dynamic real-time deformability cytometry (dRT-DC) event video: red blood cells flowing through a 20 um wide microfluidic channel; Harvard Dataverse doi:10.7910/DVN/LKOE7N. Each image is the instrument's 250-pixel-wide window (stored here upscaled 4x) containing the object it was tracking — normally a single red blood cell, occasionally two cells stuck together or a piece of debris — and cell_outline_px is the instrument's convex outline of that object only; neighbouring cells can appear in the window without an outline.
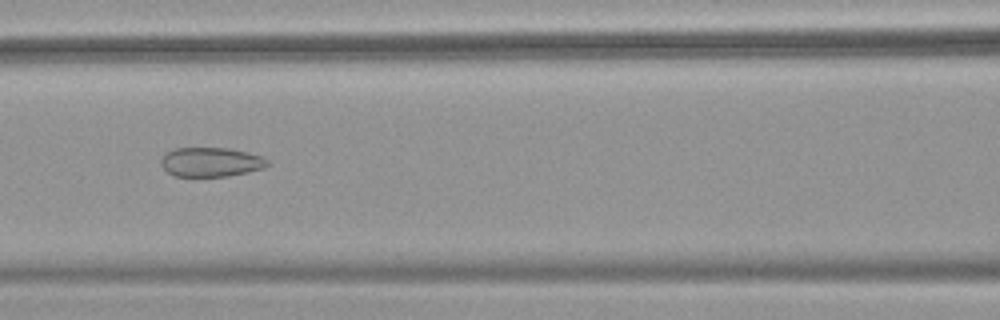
{"species": "common noctule bat (a hibernating species)", "species_latin": "Nyctalus noctula", "temperature_condition": "warm", "stored_images_in_passage": 47, "camera_frame_rate_fps": 3000, "um_per_image_px": 0.085, "animal": {"sex": "female", "body_mass_g": 18.4}, "frame": {"image": 1, "passage_image": 22, "time_ms": 7.0, "image_size_px": [1000, 320], "cell_outline_px": [[272, 164], [264, 168], [248, 172], [228, 176], [176, 176], [168, 172], [160, 164], [160, 160], [168, 152], [176, 148], [228, 148], [248, 152], [264, 156]], "centroid_in_image_um": [17.99, 13.77], "position_along_channel_um": 148.6, "area_um2": 18.26}}
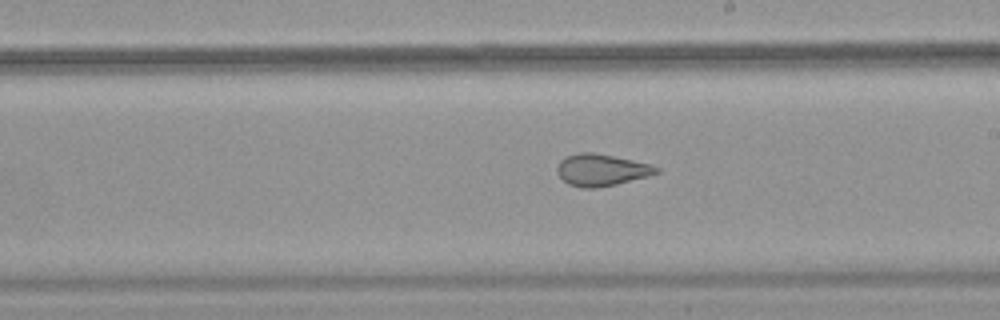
{"frame": {"image": 2, "passage_image": 29, "time_ms": 9.333, "image_size_px": [1000, 320], "cell_outline_px": [[660, 172], [648, 176], [616, 184], [596, 188], [580, 188], [568, 184], [556, 172], [556, 168], [560, 160], [564, 156], [580, 152], [592, 152], [632, 160], [648, 164], [660, 168]], "centroid_in_image_um": [51.08, 14.45], "position_along_channel_um": 237.9, "area_um2": 18.38}}
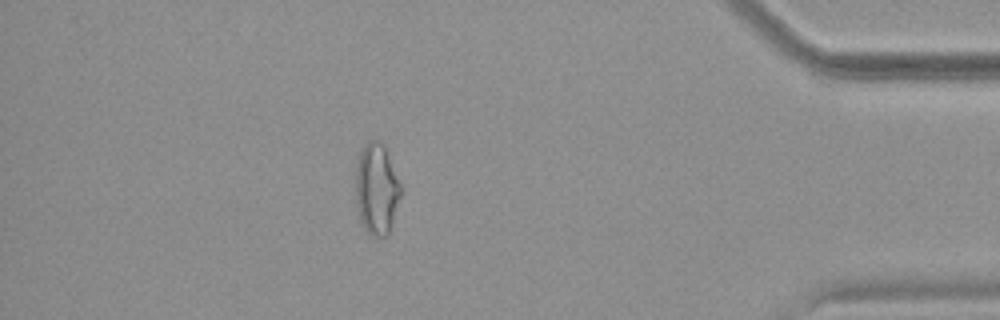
{"frame": {"image": 3, "passage_image": 45, "time_ms": 14.667, "image_size_px": [1000, 320], "cell_outline_px": [[400, 196], [388, 232], [384, 236], [372, 236], [364, 228], [360, 220], [356, 208], [356, 164], [360, 152], [364, 144], [368, 140], [380, 140], [384, 144], [400, 184]], "centroid_in_image_um": [31.97, 16.02], "position_along_channel_um": 403.2, "area_um2": 23.7}, "authors_computed_cell_mechanics": {"area_um2": 21.964, "velocity_mm_per_s": 3.8394, "shape_relaxation_time_tau1_ms": null, "shape_relaxation_time_tau2_ms": 1.4105, "deformation_change_tau1": null, "deformation_change_tau2": 0.0812}}